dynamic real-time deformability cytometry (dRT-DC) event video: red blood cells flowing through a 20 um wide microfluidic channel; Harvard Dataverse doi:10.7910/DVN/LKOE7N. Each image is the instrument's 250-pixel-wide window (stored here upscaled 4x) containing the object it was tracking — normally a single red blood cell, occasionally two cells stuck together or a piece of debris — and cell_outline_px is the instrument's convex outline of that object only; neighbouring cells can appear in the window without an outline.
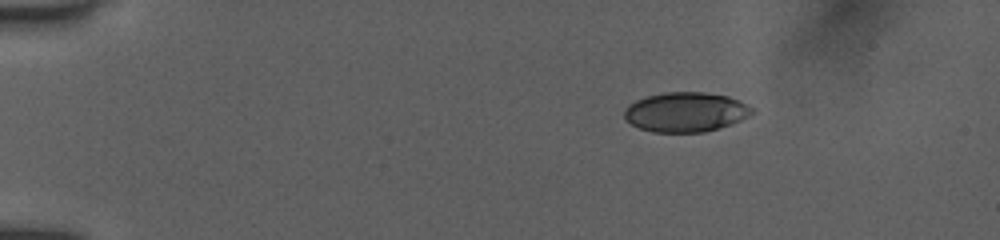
{"species": "human", "species_latin": "Homo sapiens", "temperature_condition": "room temperature", "stored_images_in_passage": 14, "camera_frame_rate_fps": 3000, "um_per_image_px": 0.085, "donor": {"sex": "female"}, "frame": {"image": 1, "passage_image": 1, "time_ms": 0.0, "image_size_px": [1000, 240], "cell_outline_px": [[756, 112], [732, 124], [704, 132], [652, 132], [640, 128], [624, 120], [624, 108], [628, 104], [636, 100], [648, 96], [664, 92], [704, 92], [728, 96], [740, 100], [756, 108]], "centroid_in_image_um": [58.31, 9.52], "position_along_channel_um": 26.7, "area_um2": 29.82}}
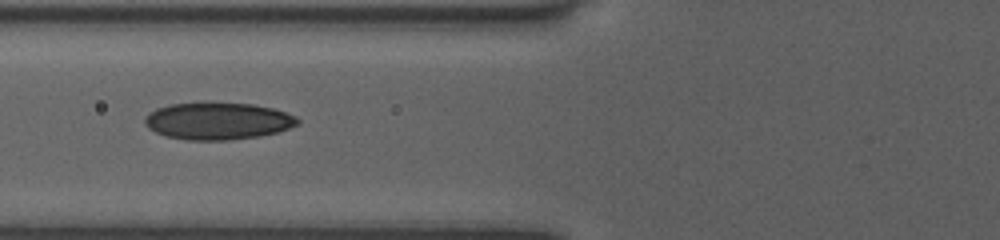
{"frame": {"image": 2, "passage_image": 10, "time_ms": 4.333, "image_size_px": [1000, 240], "cell_outline_px": [[300, 124], [276, 132], [260, 136], [228, 140], [188, 140], [164, 136], [148, 128], [144, 124], [144, 120], [156, 108], [168, 104], [252, 104], [272, 108], [296, 116], [300, 120]], "centroid_in_image_um": [18.52, 10.31], "position_along_channel_um": 107.3, "area_um2": 32.54}}
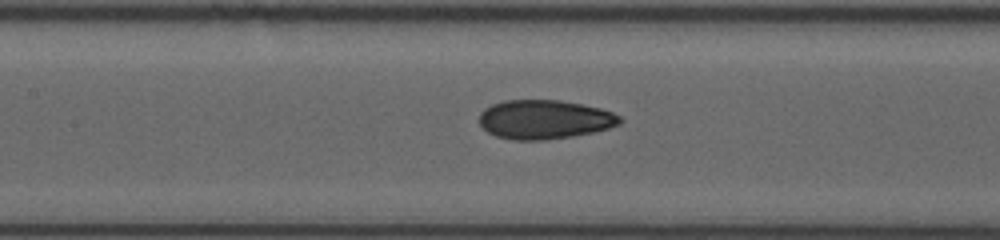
{"frame": {"image": 3, "passage_image": 14, "time_ms": 5.667, "image_size_px": [1000, 240], "cell_outline_px": [[624, 120], [620, 124], [608, 128], [592, 132], [572, 136], [544, 140], [512, 140], [496, 136], [488, 132], [480, 124], [480, 112], [484, 108], [492, 104], [504, 100], [560, 100], [600, 108], [612, 112], [620, 116]], "centroid_in_image_um": [46.28, 10.15], "position_along_channel_um": 161.1, "area_um2": 32.02}}